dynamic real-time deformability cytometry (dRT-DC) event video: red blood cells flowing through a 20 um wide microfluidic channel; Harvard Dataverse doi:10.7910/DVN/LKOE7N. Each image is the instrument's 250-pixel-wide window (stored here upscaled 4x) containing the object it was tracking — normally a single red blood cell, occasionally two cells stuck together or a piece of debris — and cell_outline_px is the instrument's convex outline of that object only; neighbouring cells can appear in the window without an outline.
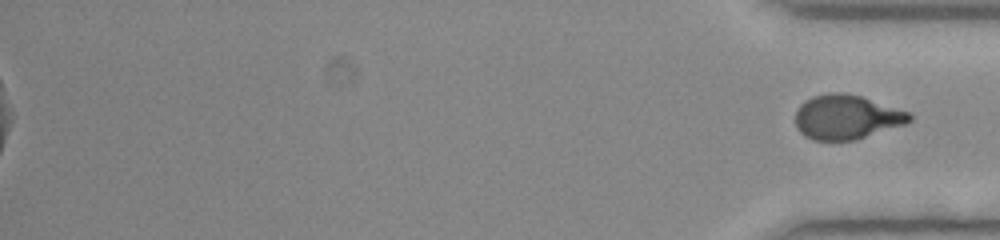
{"species": "human", "species_latin": "Homo sapiens", "temperature_condition": "room temperature", "stored_images_in_passage": 54, "segment_of_instrument_passage": [2, 2], "camera_frame_rate_fps": 3000, "um_per_image_px": 0.085, "donor": {"sex": "female"}, "frame": {"image": 1, "passage_image": 54, "time_ms": 17.667, "image_size_px": [1000, 240], "cell_outline_px": [[912, 120], [904, 124], [856, 140], [812, 140], [804, 136], [796, 128], [796, 108], [804, 100], [812, 96], [832, 92], [840, 92], [860, 96], [908, 112], [912, 116]], "centroid_in_image_um": [71.9, 9.96], "position_along_channel_um": 363.3, "area_um2": 29.42}}